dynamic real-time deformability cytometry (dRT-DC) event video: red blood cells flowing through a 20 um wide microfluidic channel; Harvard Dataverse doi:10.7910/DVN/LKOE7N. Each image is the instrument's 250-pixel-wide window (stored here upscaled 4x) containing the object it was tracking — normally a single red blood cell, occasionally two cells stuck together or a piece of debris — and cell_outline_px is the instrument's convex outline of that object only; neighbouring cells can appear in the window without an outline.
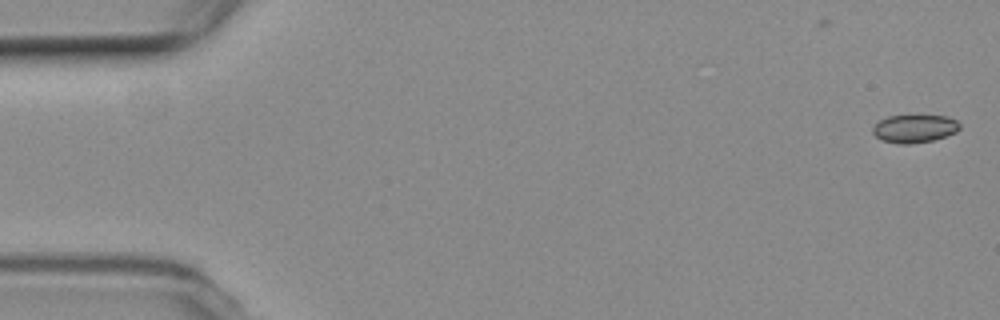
{"species": "common noctule bat (a hibernating species)", "species_latin": "Nyctalus noctula", "temperature_condition": "room temperature", "stored_images_in_passage": 5, "camera_frame_rate_fps": 3000, "um_per_image_px": 0.085, "animal": {"sex": "female", "body_mass_g": 19.3, "forearm_length_mm": 54.1}, "frame": {"image": 1, "passage_image": 1, "time_ms": 0.0, "image_size_px": [1000, 320], "cell_outline_px": [[960, 128], [956, 132], [932, 140], [912, 144], [900, 144], [880, 140], [872, 132], [872, 128], [880, 120], [888, 116], [948, 116], [956, 120], [960, 124]], "centroid_in_image_um": [77.72, 10.94], "position_along_channel_um": 7.3, "area_um2": 14.1}}